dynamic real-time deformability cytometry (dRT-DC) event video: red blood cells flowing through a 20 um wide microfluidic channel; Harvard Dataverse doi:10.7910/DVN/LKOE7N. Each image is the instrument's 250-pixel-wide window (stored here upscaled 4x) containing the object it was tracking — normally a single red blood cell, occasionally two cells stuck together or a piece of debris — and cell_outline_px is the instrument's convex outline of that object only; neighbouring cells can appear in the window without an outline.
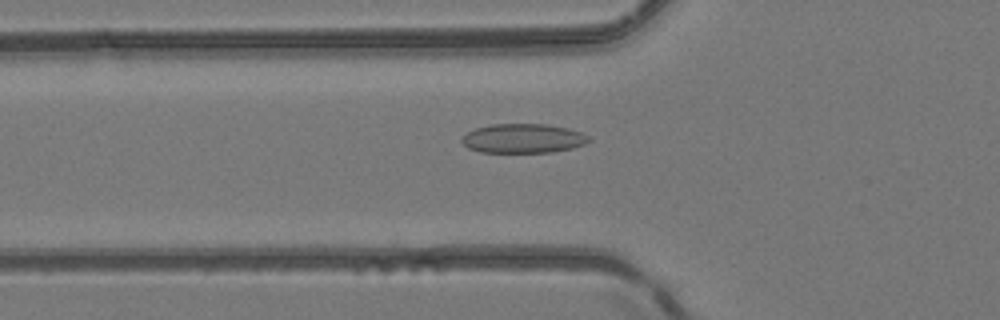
{"species": "common noctule bat (a hibernating species)", "species_latin": "Nyctalus noctula", "temperature_condition": "room temperature", "stored_images_in_passage": 43, "camera_frame_rate_fps": 3000, "um_per_image_px": 0.085, "animal": {"sex": "female", "body_mass_g": 24.6, "forearm_length_mm": 56.2}, "frame": {"image": 1, "passage_image": 11, "time_ms": 3.333, "image_size_px": [1000, 320], "cell_outline_px": [[592, 140], [584, 144], [572, 148], [552, 152], [480, 152], [468, 148], [460, 140], [460, 136], [476, 128], [492, 124], [544, 124], [568, 128], [580, 132], [588, 136]], "centroid_in_image_um": [44.44, 11.76], "position_along_channel_um": 81.4, "area_um2": 21.68}}
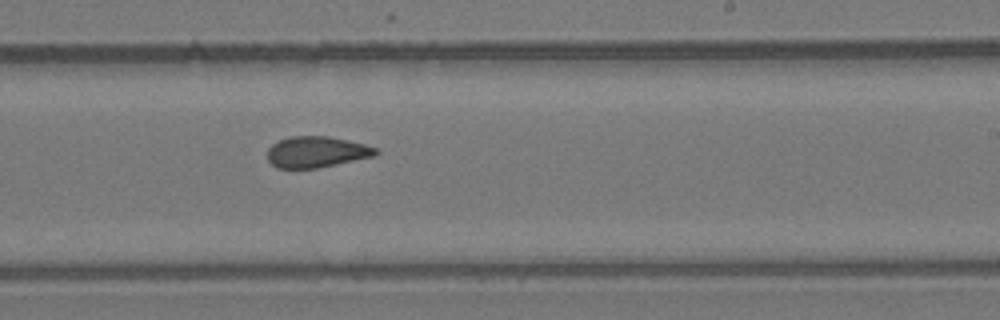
{"frame": {"image": 2, "passage_image": 24, "time_ms": 7.667, "image_size_px": [1000, 320], "cell_outline_px": [[380, 152], [376, 156], [316, 168], [276, 168], [268, 160], [268, 148], [272, 144], [288, 136], [328, 136], [348, 140], [364, 144], [376, 148]], "centroid_in_image_um": [26.91, 12.91], "position_along_channel_um": 262.1, "area_um2": 19.65}}
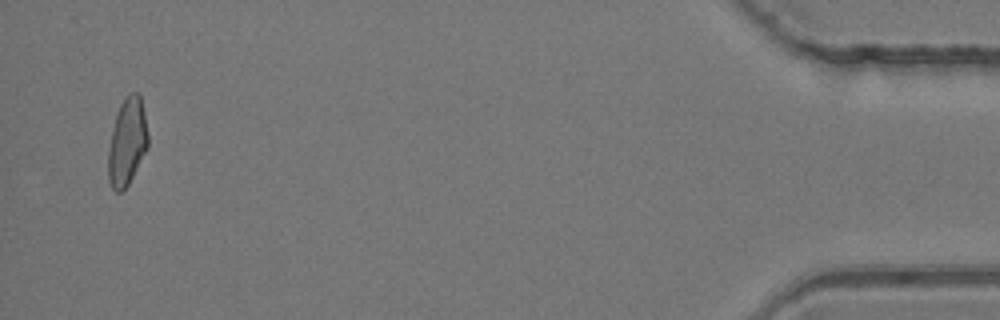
{"frame": {"image": 3, "passage_image": 42, "time_ms": 13.667, "image_size_px": [1000, 320], "cell_outline_px": [[148, 148], [128, 184], [120, 192], [116, 192], [112, 188], [108, 180], [108, 152], [112, 128], [120, 104], [124, 96], [128, 92], [136, 92], [140, 96], [148, 132]], "centroid_in_image_um": [10.8, 12.04], "position_along_channel_um": 424.4, "area_um2": 20.23}, "authors_computed_cell_mechanics": {"area_um2": 20.4034, "velocity_mm_per_s": 4.151, "shape_relaxation_time_tau1_ms": null, "shape_relaxation_time_tau2_ms": 2.7313, "deformation_change_tau1": null, "deformation_change_tau2": 0.093}}